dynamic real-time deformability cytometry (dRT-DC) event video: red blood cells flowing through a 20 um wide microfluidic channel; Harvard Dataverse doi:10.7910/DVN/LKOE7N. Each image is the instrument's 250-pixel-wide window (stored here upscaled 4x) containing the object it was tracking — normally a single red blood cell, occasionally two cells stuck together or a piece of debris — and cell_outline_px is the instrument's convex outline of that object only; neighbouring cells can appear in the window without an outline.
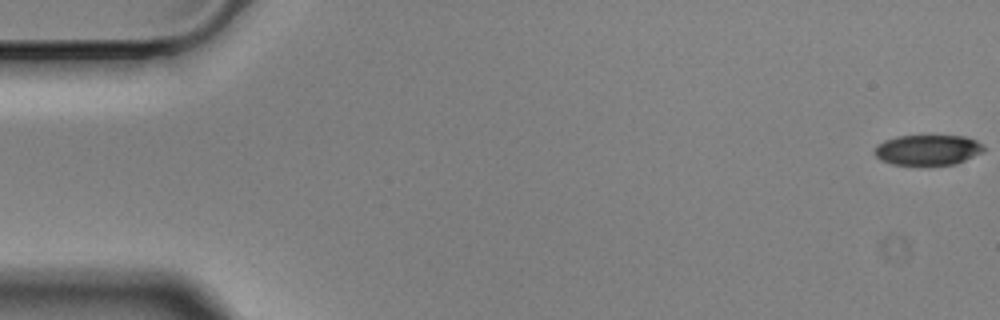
{"species": "Egyptian fruit bat (a non-hibernating species)", "species_latin": "Rousettus aegyptiacus", "temperature_condition": "cold", "stored_images_in_passage": 58, "camera_frame_rate_fps": 3000, "um_per_image_px": 0.085, "animal": {"sex": "male"}, "frame": {"image": 1, "passage_image": 1, "time_ms": 0.0, "image_size_px": [1000, 320], "cell_outline_px": [[984, 148], [980, 152], [956, 164], [928, 168], [920, 168], [892, 164], [880, 160], [872, 152], [876, 144], [884, 140], [896, 136], [964, 136], [976, 140]], "centroid_in_image_um": [78.76, 12.8], "position_along_channel_um": 6.2, "area_um2": 20.11}}
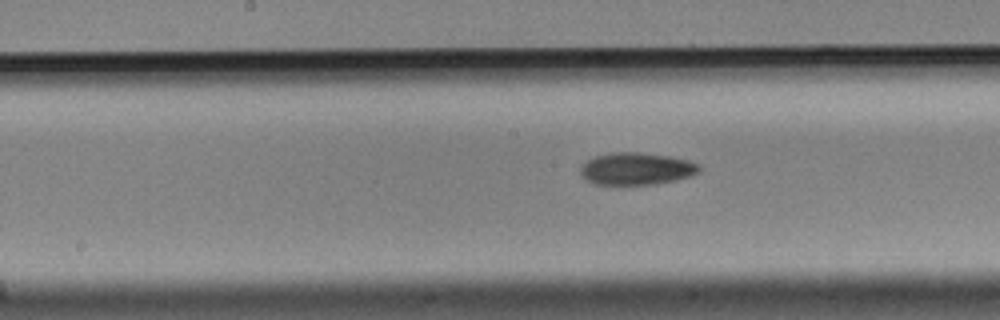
{"frame": {"image": 2, "passage_image": 29, "time_ms": 9.333, "image_size_px": [1000, 320], "cell_outline_px": [[700, 168], [696, 172], [688, 176], [676, 180], [656, 184], [596, 184], [588, 180], [580, 172], [580, 168], [588, 160], [596, 156], [616, 152], [640, 152], [668, 156], [688, 160], [696, 164]], "centroid_in_image_um": [54.08, 14.34], "position_along_channel_um": 194.1, "area_um2": 21.79}}
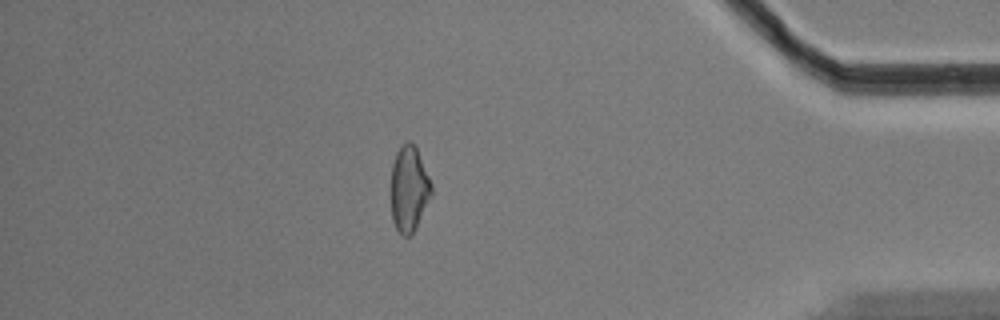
{"frame": {"image": 3, "passage_image": 50, "time_ms": 16.333, "image_size_px": [1000, 320], "cell_outline_px": [[432, 196], [412, 236], [404, 236], [396, 228], [392, 220], [392, 164], [396, 152], [408, 140], [416, 144], [432, 184]], "centroid_in_image_um": [34.8, 16.04], "position_along_channel_um": 400.4, "area_um2": 20.35}, "authors_computed_cell_mechanics": {"area_um2": 21.3282, "velocity_mm_per_s": 3.5089, "shape_relaxation_time_tau1_ms": 4.8053, "shape_relaxation_time_tau2_ms": null, "deformation_change_tau1": 0.1248, "deformation_change_tau2": null}}